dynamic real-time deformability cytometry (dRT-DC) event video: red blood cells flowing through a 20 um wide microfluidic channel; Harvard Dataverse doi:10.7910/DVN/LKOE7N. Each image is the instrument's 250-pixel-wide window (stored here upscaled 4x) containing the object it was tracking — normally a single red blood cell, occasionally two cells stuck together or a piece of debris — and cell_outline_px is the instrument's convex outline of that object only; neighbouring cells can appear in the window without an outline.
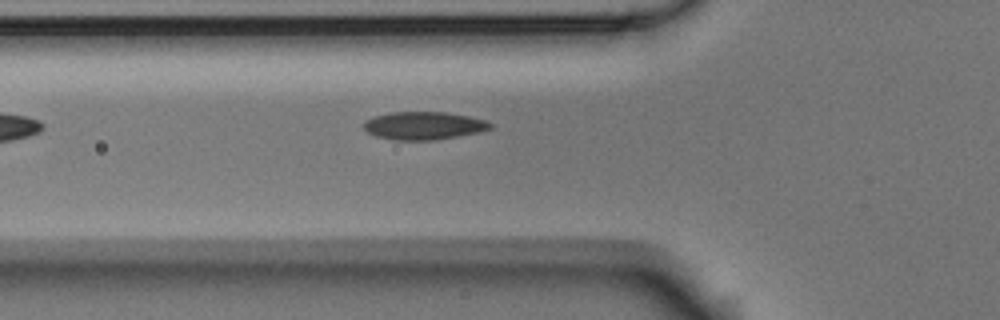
{"species": "Egyptian fruit bat (a non-hibernating species)", "species_latin": "Rousettus aegyptiacus", "temperature_condition": "room temperature", "stored_images_in_passage": 6, "camera_frame_rate_fps": 3000, "um_per_image_px": 0.085, "animal": {"sex": "male"}, "frame": {"image": 1, "passage_image": 6, "time_ms": 1.667, "image_size_px": [1000, 320], "cell_outline_px": [[492, 128], [480, 132], [432, 140], [392, 140], [376, 136], [368, 132], [360, 124], [364, 120], [372, 116], [392, 112], [448, 112], [468, 116], [484, 120], [492, 124]], "centroid_in_image_um": [35.96, 10.67], "position_along_channel_um": 89.8, "area_um2": 20.69}}